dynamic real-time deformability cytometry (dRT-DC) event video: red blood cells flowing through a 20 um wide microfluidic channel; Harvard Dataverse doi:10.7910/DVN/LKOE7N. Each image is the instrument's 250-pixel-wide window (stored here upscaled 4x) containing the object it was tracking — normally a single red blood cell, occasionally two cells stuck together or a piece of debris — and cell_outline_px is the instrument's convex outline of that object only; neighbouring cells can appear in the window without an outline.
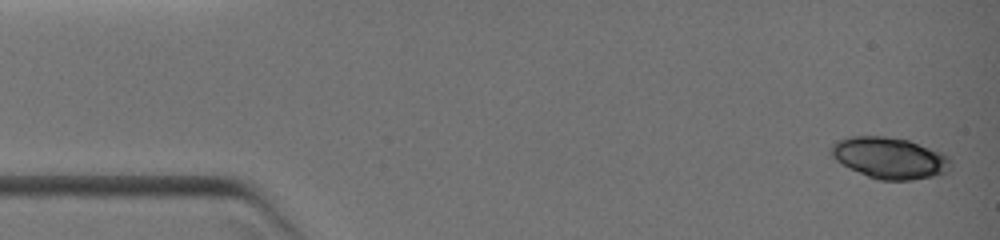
{"species": "common noctule bat (a hibernating species)", "species_latin": "Nyctalus noctula", "temperature_condition": "warm", "stored_images_in_passage": 26, "camera_frame_rate_fps": 3000, "um_per_image_px": 0.085, "animal": {"sex": "female", "body_mass_g": 19.0, "forearm_length_mm": 51.5}, "frame": {"image": 1, "passage_image": 1, "time_ms": 0.0, "image_size_px": [1000, 240], "cell_outline_px": [[952, 164], [948, 172], [940, 176], [912, 180], [880, 180], [868, 176], [840, 164], [828, 152], [828, 148], [836, 140], [848, 136], [884, 136], [908, 140], [944, 152], [952, 160]], "centroid_in_image_um": [75.64, 13.42], "position_along_channel_um": 9.4, "area_um2": 29.48}}
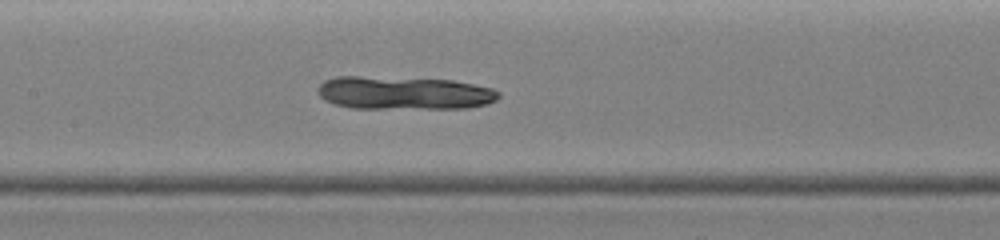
{"frame": {"image": 2, "passage_image": 17, "time_ms": 6.0, "image_size_px": [1000, 240], "cell_outline_px": [[500, 96], [496, 100], [488, 104], [468, 108], [352, 108], [336, 104], [324, 100], [320, 96], [316, 88], [324, 80], [336, 76], [360, 76], [452, 80], [492, 88], [500, 92]], "centroid_in_image_um": [34.33, 7.9], "position_along_channel_um": 173.1, "area_um2": 35.03}}
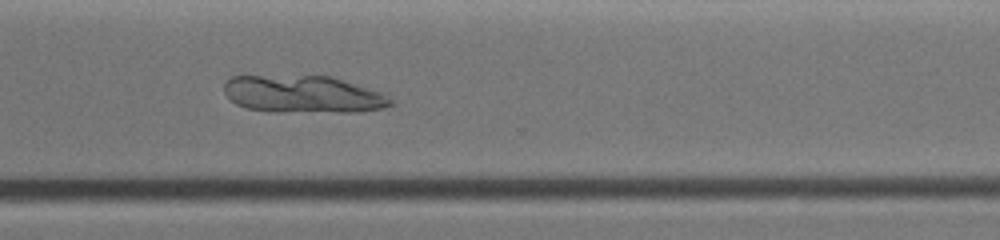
{"frame": {"image": 3, "passage_image": 26, "time_ms": 9.667, "image_size_px": [1000, 240], "cell_outline_px": [[392, 104], [384, 108], [356, 112], [268, 112], [244, 108], [236, 104], [224, 92], [224, 84], [232, 76], [332, 76], [380, 92], [392, 100]], "centroid_in_image_um": [25.74, 8.03], "position_along_channel_um": 344.9, "area_um2": 36.3}}